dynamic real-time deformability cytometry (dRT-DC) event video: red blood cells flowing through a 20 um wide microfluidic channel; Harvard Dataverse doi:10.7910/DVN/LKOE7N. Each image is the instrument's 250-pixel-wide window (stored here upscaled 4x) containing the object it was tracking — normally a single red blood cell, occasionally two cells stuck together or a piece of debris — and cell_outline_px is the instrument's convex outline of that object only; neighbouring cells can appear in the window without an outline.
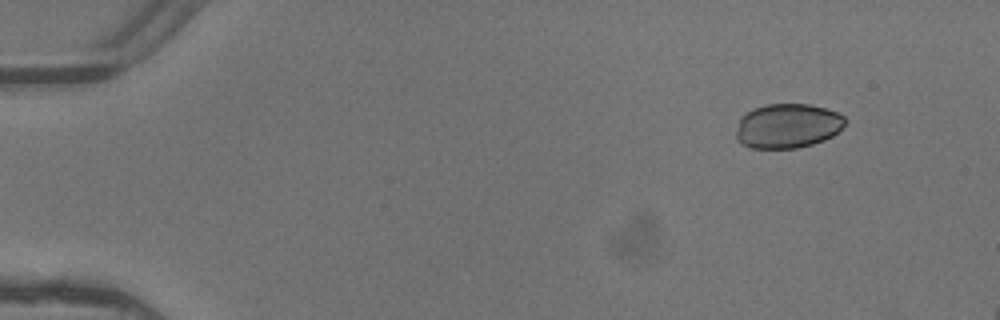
{"species": "common noctule bat (a hibernating species)", "species_latin": "Nyctalus noctula", "temperature_condition": "warm", "stored_images_in_passage": 4, "camera_frame_rate_fps": 3000, "um_per_image_px": 0.085, "animal": {"sex": "female"}, "frame": {"image": 1, "passage_image": 1, "time_ms": 0.0, "image_size_px": [1000, 320], "cell_outline_px": [[848, 120], [832, 136], [824, 140], [812, 144], [796, 148], [752, 148], [740, 144], [736, 136], [736, 132], [740, 120], [752, 108], [768, 104], [808, 104], [824, 108], [836, 112], [844, 116]], "centroid_in_image_um": [66.95, 10.7], "position_along_channel_um": 18.1, "area_um2": 28.09}}